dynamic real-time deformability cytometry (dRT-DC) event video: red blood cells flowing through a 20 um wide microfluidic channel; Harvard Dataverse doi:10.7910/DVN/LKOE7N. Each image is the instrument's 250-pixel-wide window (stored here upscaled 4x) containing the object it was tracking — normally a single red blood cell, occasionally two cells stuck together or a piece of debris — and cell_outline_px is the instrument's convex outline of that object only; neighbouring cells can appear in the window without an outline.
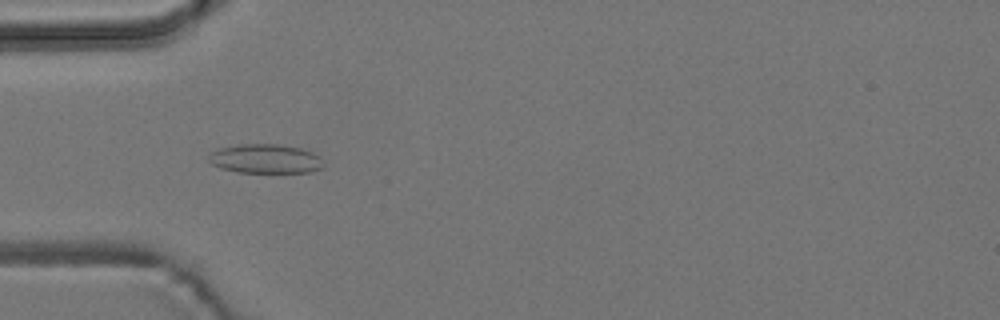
{"species": "common noctule bat (a hibernating species)", "species_latin": "Nyctalus noctula", "temperature_condition": "room temperature", "stored_images_in_passage": 5, "camera_frame_rate_fps": 3000, "um_per_image_px": 0.085, "animal": {"sex": "male", "body_mass_g": 19.2, "forearm_length_mm": 51.8}, "frame": {"image": 1, "passage_image": 4, "time_ms": 3.333, "image_size_px": [1000, 320], "cell_outline_px": [[324, 168], [312, 172], [236, 172], [220, 168], [212, 164], [208, 160], [208, 156], [212, 152], [220, 148], [236, 144], [276, 144], [300, 148], [312, 152], [320, 156], [324, 164]], "centroid_in_image_um": [22.57, 13.5], "position_along_channel_um": 62.4, "area_um2": 19.65}}
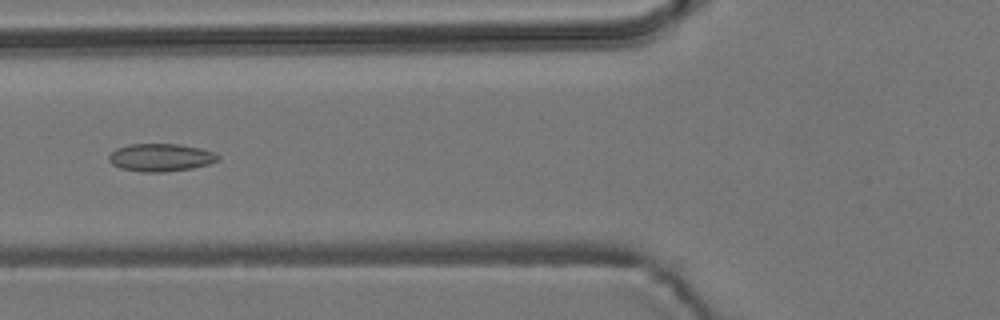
{"frame": {"image": 2, "passage_image": 5, "time_ms": 4.667, "image_size_px": [1000, 320], "cell_outline_px": [[220, 160], [208, 164], [192, 168], [164, 172], [140, 172], [120, 168], [112, 164], [108, 160], [108, 156], [116, 148], [128, 144], [180, 144], [200, 148], [216, 152], [220, 156]], "centroid_in_image_um": [13.67, 13.38], "position_along_channel_um": 112.1, "area_um2": 17.86}}